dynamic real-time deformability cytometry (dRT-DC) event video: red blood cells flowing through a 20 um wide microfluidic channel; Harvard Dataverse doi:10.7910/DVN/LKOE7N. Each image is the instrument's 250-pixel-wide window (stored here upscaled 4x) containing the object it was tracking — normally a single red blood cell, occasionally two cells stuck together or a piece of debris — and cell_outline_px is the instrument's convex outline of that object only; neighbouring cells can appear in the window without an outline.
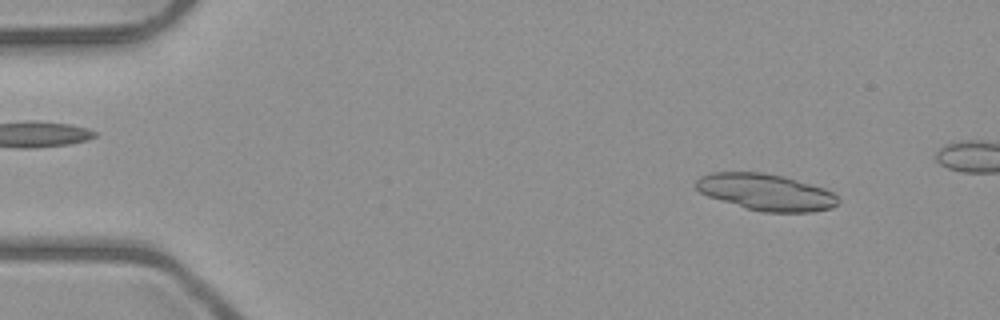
{"species": "common noctule bat (a hibernating species)", "species_latin": "Nyctalus noctula", "temperature_condition": "room temperature", "stored_images_in_passage": 7, "segment_of_instrument_passage": [1, 2], "camera_frame_rate_fps": 3000, "um_per_image_px": 0.085, "animal": {"sex": "male", "body_mass_g": 23.1, "forearm_length_mm": 52.7}, "frame": {"image": 1, "passage_image": 1, "time_ms": 0.0, "image_size_px": [1000, 320], "cell_outline_px": [[840, 200], [832, 208], [812, 212], [764, 212], [748, 208], [720, 200], [708, 196], [700, 192], [696, 188], [696, 180], [700, 176], [712, 172], [764, 172], [784, 176], [824, 188], [832, 192]], "centroid_in_image_um": [65.11, 16.32], "position_along_channel_um": 19.9, "area_um2": 30.17}}